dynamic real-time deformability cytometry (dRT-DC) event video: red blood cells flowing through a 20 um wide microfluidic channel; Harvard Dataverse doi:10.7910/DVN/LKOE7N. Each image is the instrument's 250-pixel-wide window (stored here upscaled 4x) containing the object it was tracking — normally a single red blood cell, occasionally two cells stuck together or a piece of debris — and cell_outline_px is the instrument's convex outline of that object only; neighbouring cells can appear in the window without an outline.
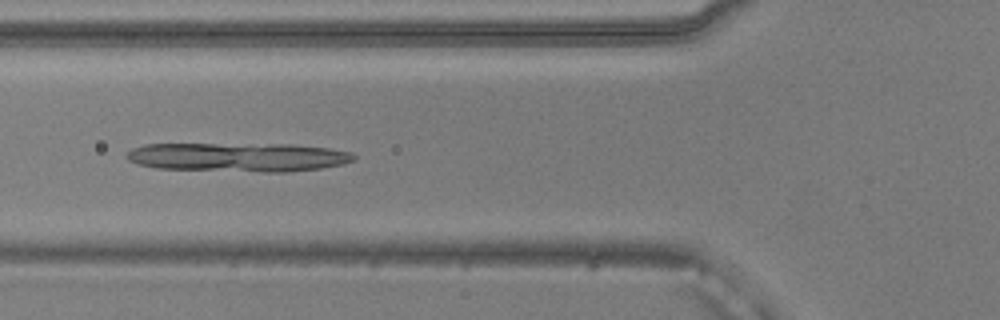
{"species": "common noctule bat (a hibernating species)", "species_latin": "Nyctalus noctula", "temperature_condition": "warm", "stored_images_in_passage": 41, "camera_frame_rate_fps": 3000, "um_per_image_px": 0.085, "animal": {"sex": "male", "body_mass_g": 20.5, "forearm_length_mm": 52.5}, "frame": {"image": 1, "passage_image": 13, "time_ms": 4.0, "image_size_px": [1000, 320], "cell_outline_px": [[356, 160], [344, 164], [320, 168], [288, 172], [260, 172], [156, 168], [136, 164], [128, 160], [124, 156], [132, 148], [144, 144], [288, 144], [328, 148], [352, 152], [356, 156]], "centroid_in_image_um": [20.24, 13.36], "position_along_channel_um": 105.6, "area_um2": 38.67}}
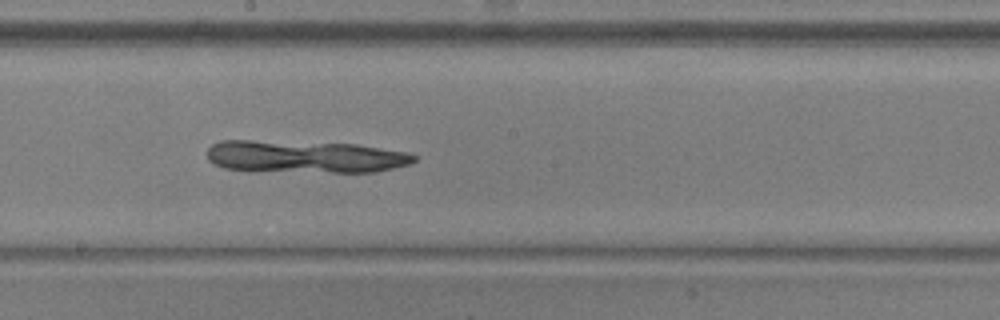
{"frame": {"image": 2, "passage_image": 22, "time_ms": 7.0, "image_size_px": [1000, 320], "cell_outline_px": [[416, 160], [408, 164], [376, 172], [332, 172], [224, 168], [208, 160], [208, 148], [212, 144], [220, 140], [252, 140], [356, 144], [408, 152], [416, 156]], "centroid_in_image_um": [25.96, 13.3], "position_along_channel_um": 222.2, "area_um2": 38.49}}
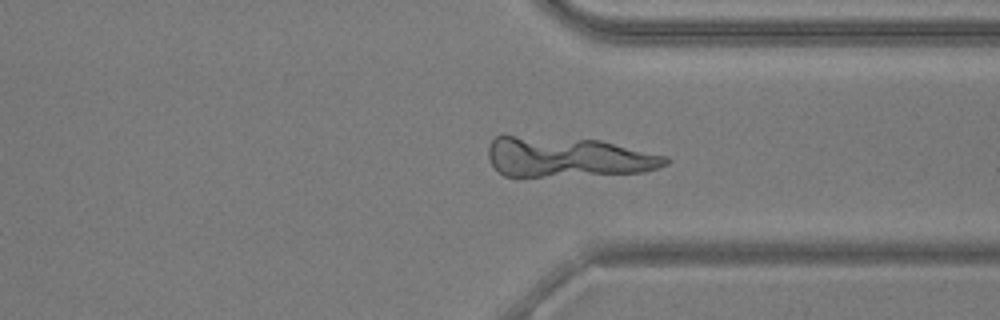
{"frame": {"image": 3, "passage_image": 33, "time_ms": 10.667, "image_size_px": [1000, 320], "cell_outline_px": [[672, 160], [668, 164], [660, 168], [644, 172], [540, 176], [504, 176], [492, 164], [488, 156], [488, 144], [496, 136], [516, 136], [600, 140], [668, 156]], "centroid_in_image_um": [48.3, 13.35], "position_along_channel_um": 363.1, "area_um2": 41.04}}